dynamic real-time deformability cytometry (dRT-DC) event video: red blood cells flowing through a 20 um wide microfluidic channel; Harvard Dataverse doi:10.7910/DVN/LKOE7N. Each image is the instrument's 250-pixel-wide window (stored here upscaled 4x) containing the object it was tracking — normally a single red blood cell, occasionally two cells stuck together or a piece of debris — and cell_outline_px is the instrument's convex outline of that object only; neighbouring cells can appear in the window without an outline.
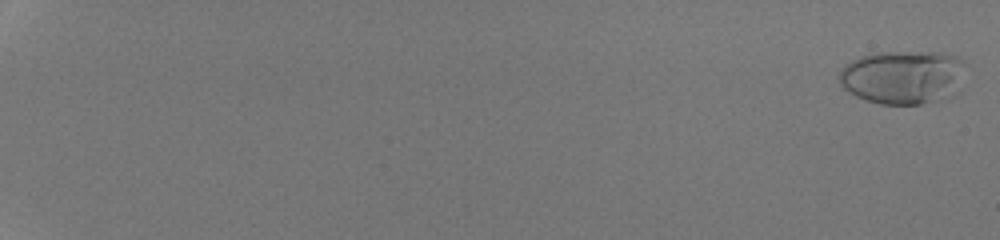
{"species": "human", "species_latin": "Homo sapiens", "temperature_condition": "room temperature", "stored_images_in_passage": 54, "camera_frame_rate_fps": 3000, "um_per_image_px": 0.085, "donor": {"sex": "male"}, "frame": {"image": 1, "passage_image": 2, "time_ms": 0.333, "image_size_px": [1000, 240], "cell_outline_px": [[960, 92], [952, 96], [920, 104], [880, 104], [856, 96], [848, 92], [840, 84], [840, 72], [844, 64], [860, 56], [872, 52], [940, 52], [956, 56], [960, 60]], "centroid_in_image_um": [76.7, 6.55], "position_along_channel_um": 8.3, "area_um2": 39.42}}
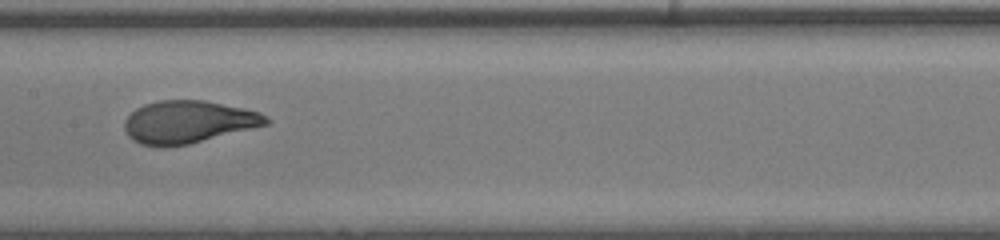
{"frame": {"image": 2, "passage_image": 33, "time_ms": 10.667, "image_size_px": [1000, 240], "cell_outline_px": [[272, 120], [268, 124], [188, 144], [164, 148], [160, 148], [140, 144], [132, 140], [128, 136], [124, 128], [124, 120], [136, 108], [144, 104], [160, 100], [204, 100], [244, 108], [260, 112], [268, 116]], "centroid_in_image_um": [15.98, 10.37], "position_along_channel_um": 191.4, "area_um2": 35.32}}
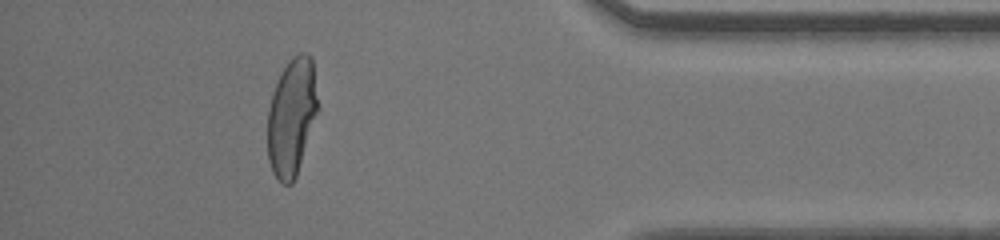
{"frame": {"image": 3, "passage_image": 50, "time_ms": 16.333, "image_size_px": [1000, 240], "cell_outline_px": [[320, 108], [296, 176], [292, 184], [284, 184], [272, 172], [268, 160], [268, 108], [272, 92], [288, 60], [292, 56], [300, 52], [304, 52], [312, 56]], "centroid_in_image_um": [24.82, 9.9], "position_along_channel_um": 410.4, "area_um2": 34.85}, "authors_computed_cell_mechanics": {"area_um2": 34.8534, "velocity_mm_per_s": 4.3085, "shape_relaxation_time_tau1_ms": 5.0806, "shape_relaxation_time_tau2_ms": null, "deformation_change_tau1": 0.2522, "deformation_change_tau2": null}}